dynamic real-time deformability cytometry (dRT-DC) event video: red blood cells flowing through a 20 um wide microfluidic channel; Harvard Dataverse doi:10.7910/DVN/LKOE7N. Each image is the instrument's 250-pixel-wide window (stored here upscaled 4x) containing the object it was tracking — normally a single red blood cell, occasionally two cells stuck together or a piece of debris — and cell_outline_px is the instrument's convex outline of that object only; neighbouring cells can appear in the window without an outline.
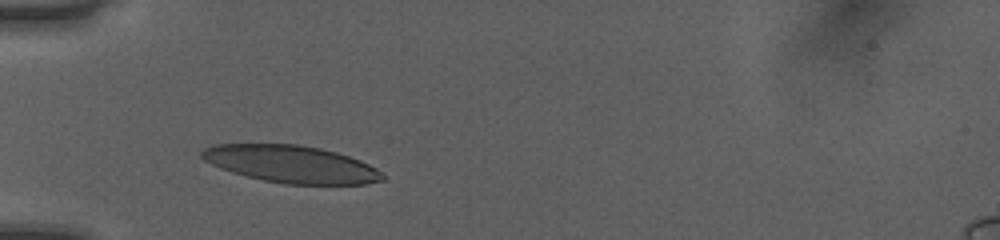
{"species": "human", "species_latin": "Homo sapiens", "temperature_condition": "room temperature", "stored_images_in_passage": 28, "camera_frame_rate_fps": 3000, "um_per_image_px": 0.085, "donor": {"sex": "female"}, "frame": {"image": 1, "passage_image": 1, "time_ms": 0.0, "image_size_px": [1000, 240], "cell_outline_px": [[384, 180], [364, 184], [284, 184], [264, 180], [232, 172], [220, 168], [204, 160], [200, 156], [200, 152], [204, 148], [212, 144], [300, 144], [320, 148], [336, 152], [360, 160], [376, 168], [384, 176]], "centroid_in_image_um": [24.73, 13.94], "position_along_channel_um": 60.3, "area_um2": 39.19}}
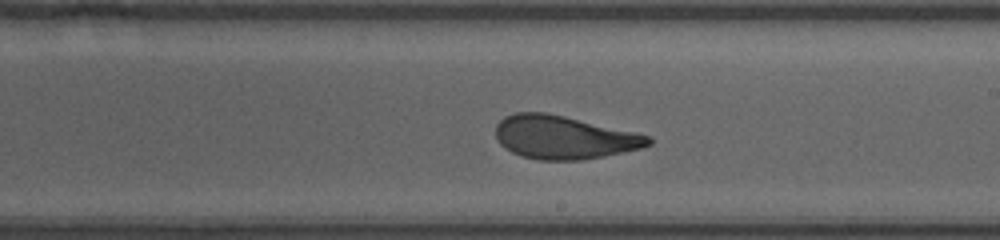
{"frame": {"image": 2, "passage_image": 15, "time_ms": 4.667, "image_size_px": [1000, 240], "cell_outline_px": [[652, 144], [640, 148], [624, 152], [604, 156], [580, 160], [536, 160], [520, 156], [512, 152], [500, 144], [496, 136], [496, 124], [504, 116], [516, 112], [544, 112], [564, 116], [636, 132], [648, 136], [652, 140]], "centroid_in_image_um": [47.91, 11.67], "position_along_channel_um": 241.1, "area_um2": 38.49}}
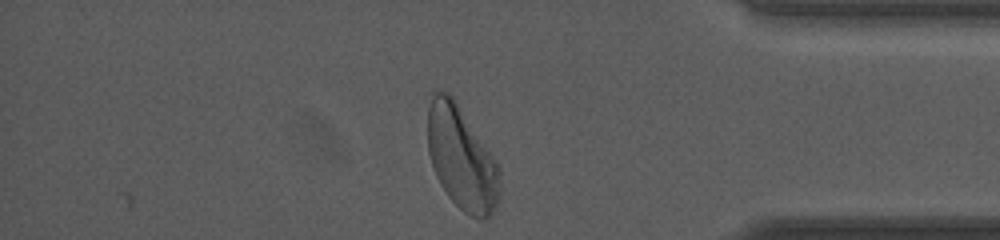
{"frame": {"image": 3, "passage_image": 28, "time_ms": 9.0, "image_size_px": [1000, 240], "cell_outline_px": [[500, 196], [492, 212], [488, 216], [480, 220], [468, 216], [448, 196], [440, 184], [436, 176], [428, 152], [428, 92], [436, 88], [448, 92], [452, 96], [496, 160], [500, 168]], "centroid_in_image_um": [39.21, 13.4], "position_along_channel_um": 396.0, "area_um2": 43.75}, "authors_computed_cell_mechanics": {"area_um2": 39.1306, "velocity_mm_per_s": 4.05, "shape_relaxation_time_tau1_ms": 4.0885, "shape_relaxation_time_tau2_ms": 1.2925, "deformation_change_tau1": 0.1674, "deformation_change_tau2": 0.0846}}